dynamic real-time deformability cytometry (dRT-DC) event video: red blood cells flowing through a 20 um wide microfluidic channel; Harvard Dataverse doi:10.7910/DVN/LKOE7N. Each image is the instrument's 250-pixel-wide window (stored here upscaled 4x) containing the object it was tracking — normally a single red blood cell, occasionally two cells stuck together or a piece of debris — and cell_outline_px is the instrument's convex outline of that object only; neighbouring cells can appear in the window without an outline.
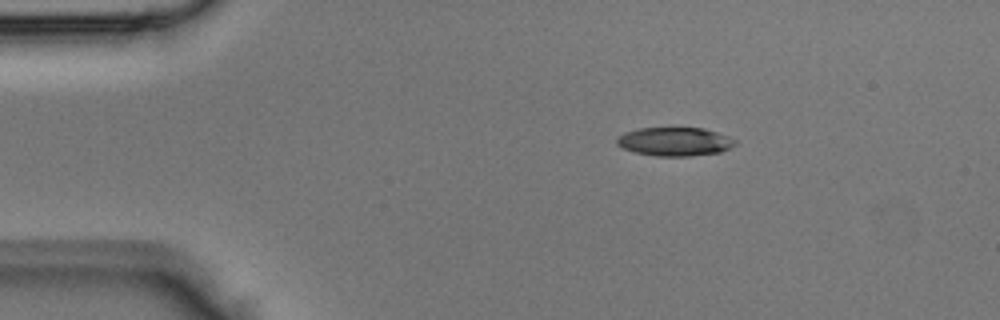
{"species": "Egyptian fruit bat (a non-hibernating species)", "species_latin": "Rousettus aegyptiacus", "temperature_condition": "room temperature", "stored_images_in_passage": 37, "camera_frame_rate_fps": 3000, "um_per_image_px": 0.085, "animal": {"sex": "male"}, "frame": {"image": 1, "passage_image": 1, "time_ms": 0.0, "image_size_px": [1000, 320], "cell_outline_px": [[736, 144], [720, 152], [688, 156], [656, 156], [632, 152], [616, 144], [616, 140], [624, 132], [640, 128], [704, 128], [728, 136], [736, 140]], "centroid_in_image_um": [57.33, 12.04], "position_along_channel_um": 27.7, "area_um2": 19.65}}
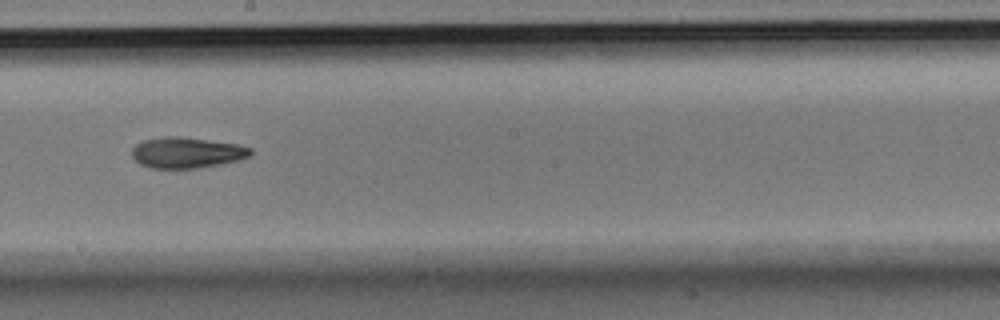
{"frame": {"image": 2, "passage_image": 18, "time_ms": 5.667, "image_size_px": [1000, 320], "cell_outline_px": [[252, 156], [220, 164], [196, 168], [152, 168], [140, 164], [132, 156], [132, 148], [136, 144], [144, 140], [164, 136], [180, 136], [236, 144], [252, 148]], "centroid_in_image_um": [15.87, 12.97], "position_along_channel_um": 232.3, "area_um2": 21.21}}
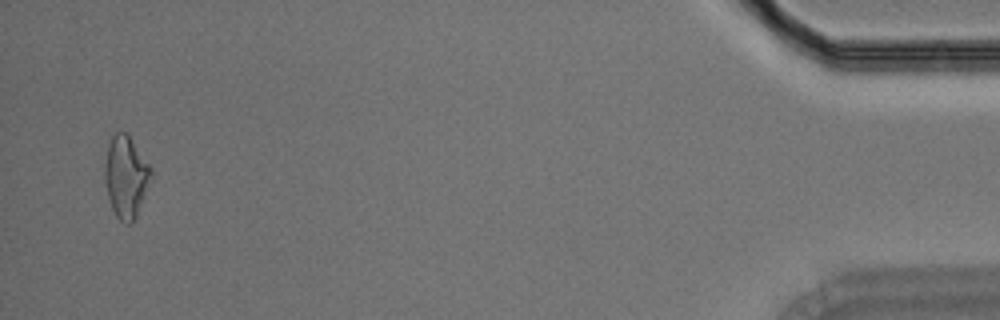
{"frame": {"image": 3, "passage_image": 36, "time_ms": 11.667, "image_size_px": [1000, 320], "cell_outline_px": [[152, 176], [136, 216], [128, 224], [120, 220], [116, 216], [112, 208], [108, 196], [104, 180], [104, 164], [108, 144], [112, 136], [116, 132], [128, 132], [152, 168]], "centroid_in_image_um": [10.7, 14.96], "position_along_channel_um": 424.5, "area_um2": 22.08}}